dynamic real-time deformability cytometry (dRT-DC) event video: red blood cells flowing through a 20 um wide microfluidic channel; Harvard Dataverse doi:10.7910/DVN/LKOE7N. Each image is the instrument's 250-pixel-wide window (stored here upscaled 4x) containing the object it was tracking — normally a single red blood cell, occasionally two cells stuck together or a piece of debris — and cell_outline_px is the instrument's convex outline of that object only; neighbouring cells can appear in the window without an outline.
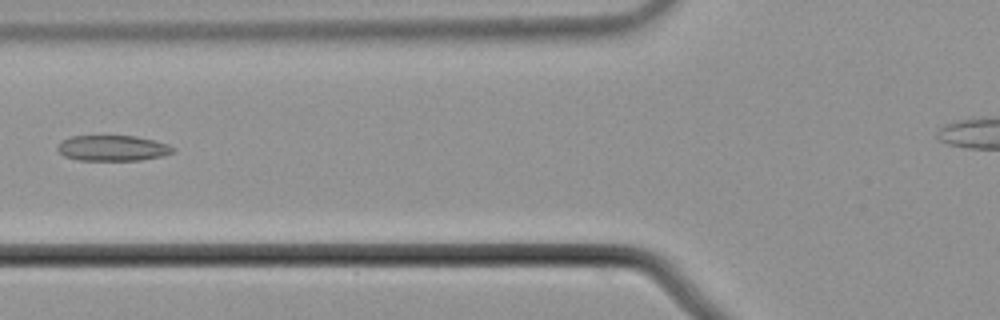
{"species": "common noctule bat (a hibernating species)", "species_latin": "Nyctalus noctula", "temperature_condition": "cold", "stored_images_in_passage": 4, "camera_frame_rate_fps": 3000, "um_per_image_px": 0.085, "animal": {"sex": "male", "body_mass_g": 21.5, "forearm_length_mm": 52.0}, "frame": {"image": 1, "passage_image": 4, "time_ms": 1.0, "image_size_px": [1000, 320], "cell_outline_px": [[176, 148], [172, 152], [164, 156], [140, 160], [80, 160], [64, 156], [56, 148], [60, 140], [72, 136], [136, 136], [168, 144]], "centroid_in_image_um": [9.56, 12.59], "position_along_channel_um": 116.2, "area_um2": 17.22}}